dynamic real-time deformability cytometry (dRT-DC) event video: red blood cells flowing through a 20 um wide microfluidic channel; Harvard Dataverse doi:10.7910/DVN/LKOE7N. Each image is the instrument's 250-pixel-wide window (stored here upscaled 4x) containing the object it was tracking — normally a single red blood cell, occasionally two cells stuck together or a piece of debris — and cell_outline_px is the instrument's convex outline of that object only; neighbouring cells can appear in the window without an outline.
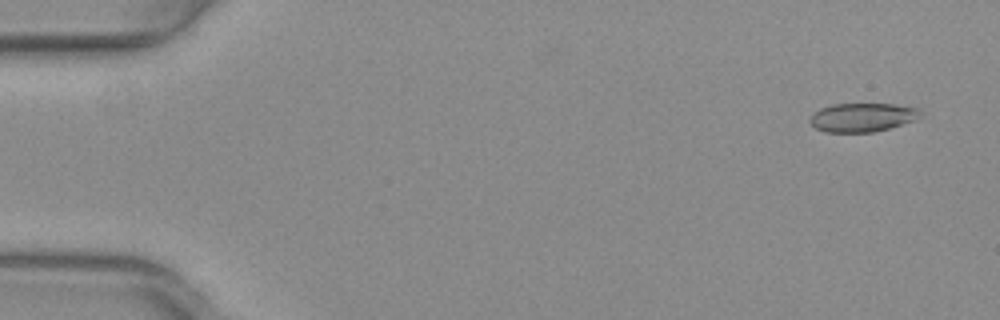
{"species": "common noctule bat (a hibernating species)", "species_latin": "Nyctalus noctula", "temperature_condition": "warm", "stored_images_in_passage": 14, "camera_frame_rate_fps": 3000, "um_per_image_px": 0.085, "animal": {"sex": "female", "body_mass_g": 29.2, "forearm_length_mm": 56.3}, "frame": {"image": 1, "passage_image": 3, "time_ms": 0.667, "image_size_px": [1000, 320], "cell_outline_px": [[920, 116], [916, 120], [888, 128], [872, 132], [824, 132], [816, 128], [808, 120], [820, 108], [832, 104], [892, 104], [920, 108]], "centroid_in_image_um": [73.3, 9.97], "position_along_channel_um": 11.7, "area_um2": 18.38}}